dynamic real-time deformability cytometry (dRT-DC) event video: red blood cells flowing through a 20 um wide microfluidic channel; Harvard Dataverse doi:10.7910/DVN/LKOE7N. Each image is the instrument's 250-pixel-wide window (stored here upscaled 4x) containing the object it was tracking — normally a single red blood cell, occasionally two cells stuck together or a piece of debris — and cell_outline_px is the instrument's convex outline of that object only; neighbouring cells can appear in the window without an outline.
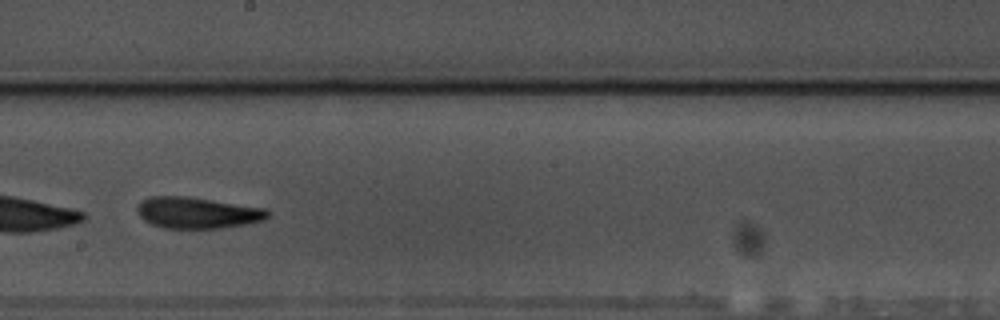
{"species": "common noctule bat (a hibernating species)", "species_latin": "Nyctalus noctula", "temperature_condition": "warm", "stored_images_in_passage": 53, "camera_frame_rate_fps": 3000, "um_per_image_px": 0.085, "animal": {"sex": "male", "body_mass_g": 17.5, "forearm_length_mm": 52.3}, "frame": {"image": 1, "passage_image": 29, "time_ms": 9.333, "image_size_px": [1000, 320], "cell_outline_px": [[268, 216], [264, 220], [244, 224], [220, 228], [164, 228], [152, 224], [144, 220], [140, 216], [136, 208], [140, 200], [148, 196], [184, 196], [268, 208]], "centroid_in_image_um": [16.74, 18.07], "position_along_channel_um": 231.5, "area_um2": 23.76}, "authors_computed_cell_mechanics": {"area_um2": 23.8136, "velocity_mm_per_s": 3.4906, "shape_relaxation_time_tau1_ms": 5.0752, "shape_relaxation_time_tau2_ms": 2.0971, "deformation_change_tau1": 0.1862, "deformation_change_tau2": 0.1135}}